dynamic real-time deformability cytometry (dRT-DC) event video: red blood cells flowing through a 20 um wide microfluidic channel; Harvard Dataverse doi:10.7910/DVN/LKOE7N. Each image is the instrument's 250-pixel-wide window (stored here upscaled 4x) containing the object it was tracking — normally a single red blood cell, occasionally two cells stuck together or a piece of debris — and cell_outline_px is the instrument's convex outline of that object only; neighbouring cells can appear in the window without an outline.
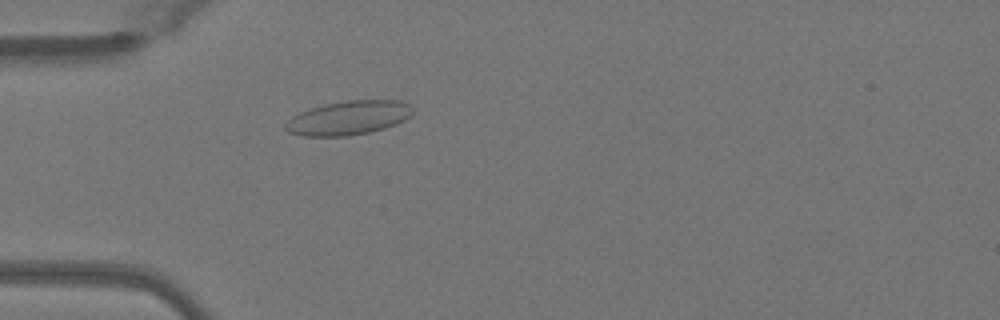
{"species": "Egyptian fruit bat (a non-hibernating species)", "species_latin": "Rousettus aegyptiacus", "temperature_condition": "warm", "stored_images_in_passage": 49, "camera_frame_rate_fps": 3000, "um_per_image_px": 0.085, "animal": {"sex": "female"}, "frame": {"image": 1, "passage_image": 14, "time_ms": 4.333, "image_size_px": [1000, 320], "cell_outline_px": [[412, 112], [404, 120], [396, 124], [384, 128], [368, 132], [348, 136], [304, 136], [288, 132], [284, 128], [284, 124], [292, 116], [308, 108], [324, 104], [348, 100], [400, 100], [408, 104], [412, 108]], "centroid_in_image_um": [29.58, 10.01], "position_along_channel_um": 55.4, "area_um2": 25.2}}
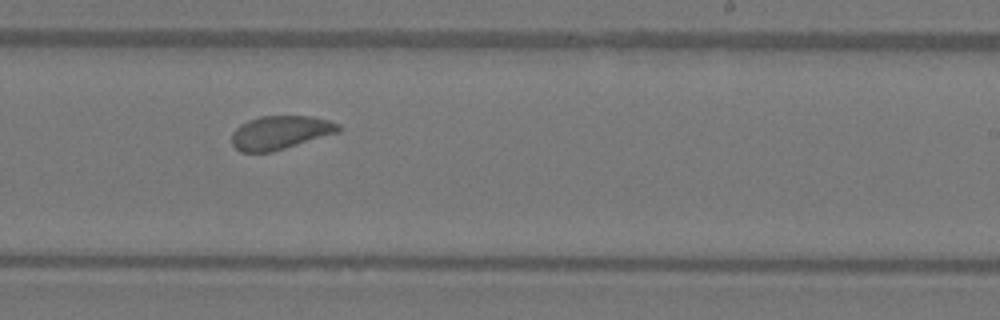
{"frame": {"image": 2, "passage_image": 30, "time_ms": 9.667, "image_size_px": [1000, 320], "cell_outline_px": [[340, 132], [272, 152], [240, 152], [232, 144], [232, 132], [240, 124], [248, 120], [260, 116], [312, 116], [328, 120], [340, 124]], "centroid_in_image_um": [23.82, 11.26], "position_along_channel_um": 265.2, "area_um2": 20.98}}
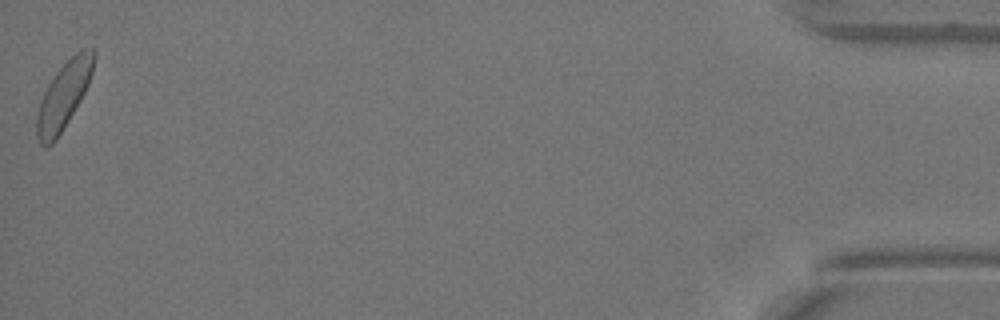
{"frame": {"image": 3, "passage_image": 49, "time_ms": 16.0, "image_size_px": [1000, 320], "cell_outline_px": [[96, 56], [92, 72], [88, 84], [80, 100], [56, 140], [52, 144], [44, 148], [40, 144], [36, 136], [36, 116], [40, 100], [52, 76], [76, 52], [84, 48], [92, 48], [96, 52]], "centroid_in_image_um": [5.39, 8.13], "position_along_channel_um": 429.8, "area_um2": 22.08}, "authors_computed_cell_mechanics": {"area_um2": 21.9062, "velocity_mm_per_s": 4.0634, "shape_relaxation_time_tau1_ms": 5.3018, "shape_relaxation_time_tau2_ms": 1.0332, "deformation_change_tau1": 0.0918, "deformation_change_tau2": 0.0762}}